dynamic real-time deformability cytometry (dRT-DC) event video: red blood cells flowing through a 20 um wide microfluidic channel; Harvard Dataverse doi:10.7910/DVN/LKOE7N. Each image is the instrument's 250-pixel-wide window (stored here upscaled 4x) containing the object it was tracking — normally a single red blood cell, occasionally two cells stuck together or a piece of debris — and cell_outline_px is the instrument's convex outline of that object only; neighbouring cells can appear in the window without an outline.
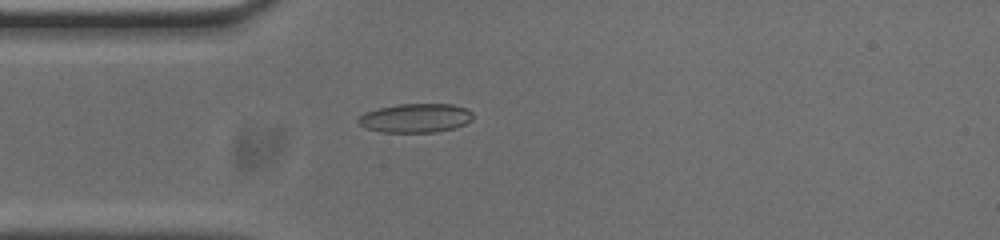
{"species": "common noctule bat (a hibernating species)", "species_latin": "Nyctalus noctula", "temperature_condition": "cold", "stored_images_in_passage": 52, "camera_frame_rate_fps": 3000, "um_per_image_px": 0.085, "animal": {"sex": "male", "body_mass_g": 20.0, "forearm_length_mm": 53.3}, "frame": {"image": 1, "passage_image": 13, "time_ms": 4.0, "image_size_px": [1000, 240], "cell_outline_px": [[472, 120], [456, 128], [432, 132], [380, 132], [368, 128], [360, 124], [356, 120], [360, 116], [376, 108], [400, 104], [452, 104], [468, 108], [472, 112]], "centroid_in_image_um": [35.36, 10.03], "position_along_channel_um": 49.6, "area_um2": 19.31}}
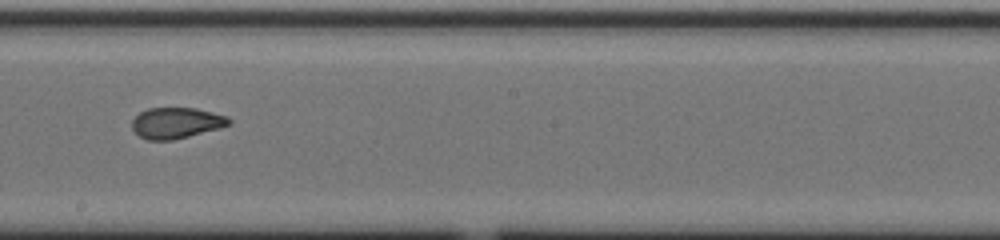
{"frame": {"image": 2, "passage_image": 28, "time_ms": 9.0, "image_size_px": [1000, 240], "cell_outline_px": [[232, 124], [220, 128], [172, 140], [148, 140], [140, 136], [132, 128], [132, 120], [140, 112], [148, 108], [196, 108], [228, 116], [232, 120]], "centroid_in_image_um": [15.01, 10.44], "position_along_channel_um": 233.2, "area_um2": 17.46}}
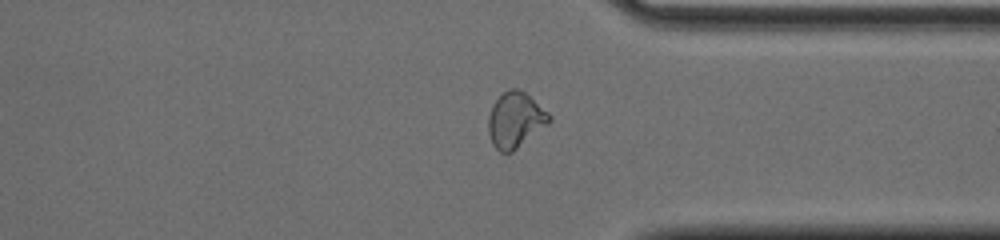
{"frame": {"image": 3, "passage_image": 39, "time_ms": 12.667, "image_size_px": [1000, 240], "cell_outline_px": [[552, 120], [548, 124], [512, 152], [500, 152], [492, 144], [488, 132], [488, 116], [492, 104], [508, 88], [520, 88], [548, 112], [552, 116]], "centroid_in_image_um": [43.79, 10.18], "position_along_channel_um": 367.6, "area_um2": 19.71}, "authors_computed_cell_mechanics": {"area_um2": 18.4671, "velocity_mm_per_s": 3.7667, "shape_relaxation_time_tau1_ms": null, "shape_relaxation_time_tau2_ms": 1.2831, "deformation_change_tau1": null, "deformation_change_tau2": 0.0673}}